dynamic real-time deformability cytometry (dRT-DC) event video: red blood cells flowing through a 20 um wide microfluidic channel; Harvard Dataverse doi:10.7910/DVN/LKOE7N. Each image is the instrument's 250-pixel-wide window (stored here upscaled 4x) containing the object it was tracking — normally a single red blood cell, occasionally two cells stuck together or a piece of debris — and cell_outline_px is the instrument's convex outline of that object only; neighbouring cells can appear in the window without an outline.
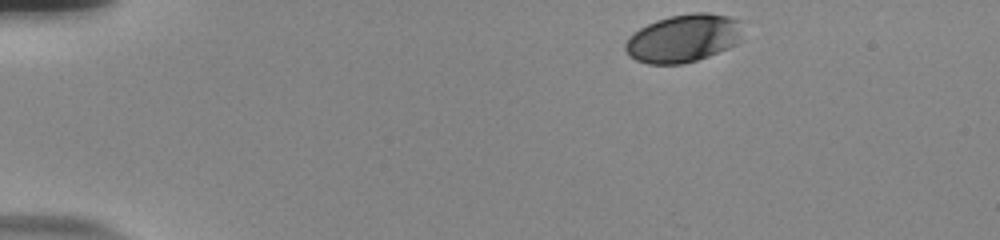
{"species": "human", "species_latin": "Homo sapiens", "temperature_condition": "room temperature", "stored_images_in_passage": 40, "camera_frame_rate_fps": 3000, "um_per_image_px": 0.085, "donor": {"sex": "male"}, "frame": {"image": 1, "passage_image": 1, "time_ms": 0.0, "image_size_px": [1000, 240], "cell_outline_px": [[740, 40], [736, 44], [728, 48], [708, 56], [684, 64], [648, 64], [636, 60], [628, 56], [624, 48], [624, 44], [640, 28], [656, 20], [668, 16], [692, 12], [708, 12], [728, 16], [740, 20]], "centroid_in_image_um": [58.08, 3.25], "position_along_channel_um": 26.9, "area_um2": 32.77}}
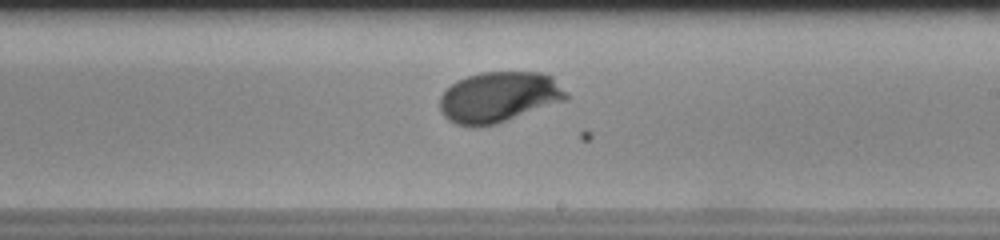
{"frame": {"image": 2, "passage_image": 26, "time_ms": 8.333, "image_size_px": [1000, 240], "cell_outline_px": [[568, 100], [496, 124], [480, 128], [468, 128], [456, 124], [448, 120], [440, 112], [440, 96], [456, 80], [480, 72], [540, 72], [552, 76], [568, 92]], "centroid_in_image_um": [42.41, 8.27], "position_along_channel_um": 246.6, "area_um2": 37.92}}
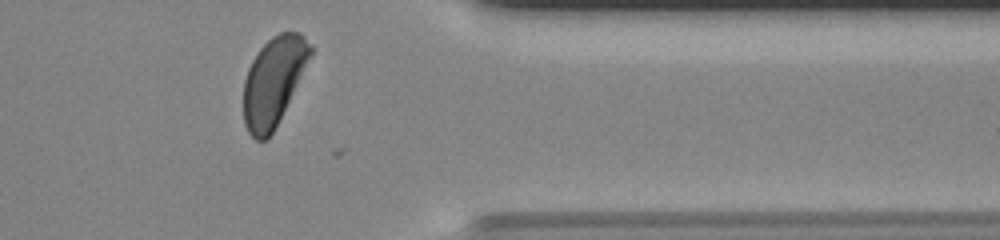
{"frame": {"image": 3, "passage_image": 38, "time_ms": 12.333, "image_size_px": [1000, 240], "cell_outline_px": [[312, 52], [268, 140], [256, 140], [248, 132], [244, 124], [244, 80], [248, 68], [252, 60], [260, 48], [272, 36], [280, 32], [300, 32], [312, 44]], "centroid_in_image_um": [23.22, 6.88], "position_along_channel_um": 388.2, "area_um2": 33.58}, "authors_computed_cell_mechanics": {"area_um2": 35.8649, "velocity_mm_per_s": 3.7614, "shape_relaxation_time_tau1_ms": 2.2429, "shape_relaxation_time_tau2_ms": null, "deformation_change_tau1": 0.1296, "deformation_change_tau2": null}}